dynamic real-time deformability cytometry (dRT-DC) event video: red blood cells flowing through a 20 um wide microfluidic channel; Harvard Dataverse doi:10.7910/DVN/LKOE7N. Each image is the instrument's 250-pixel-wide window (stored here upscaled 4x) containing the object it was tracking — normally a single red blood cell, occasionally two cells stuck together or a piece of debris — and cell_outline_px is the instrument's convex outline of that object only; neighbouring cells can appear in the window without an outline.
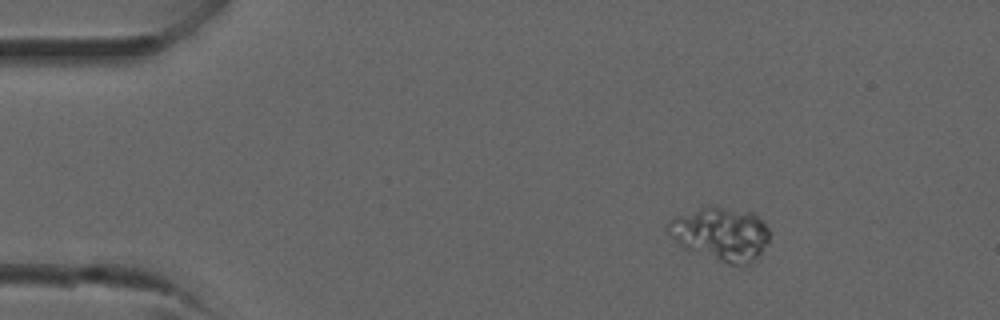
{"species": "common noctule bat (a hibernating species)", "species_latin": "Nyctalus noctula", "temperature_condition": "room temperature", "stored_images_in_passage": 36, "camera_frame_rate_fps": 3000, "um_per_image_px": 0.085, "animal": {"sex": "male", "forearm_length_mm": 52.5}, "frame": {"image": 1, "passage_image": 3, "time_ms": 0.667, "image_size_px": [1000, 320], "cell_outline_px": [[768, 240], [756, 260], [744, 264], [728, 264], [684, 248], [668, 232], [668, 220], [676, 216], [712, 204], [716, 204], [752, 212], [764, 220], [768, 228]], "centroid_in_image_um": [61.29, 19.84], "position_along_channel_um": 23.7, "area_um2": 31.62}}
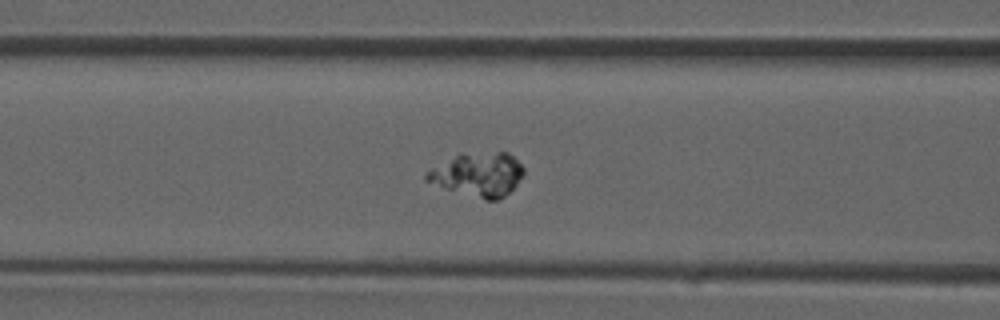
{"frame": {"image": 2, "passage_image": 13, "time_ms": 4.0, "image_size_px": [1000, 320], "cell_outline_px": [[524, 176], [504, 196], [496, 200], [484, 200], [424, 180], [424, 176], [432, 168], [460, 152], [508, 152], [524, 168]], "centroid_in_image_um": [40.66, 14.8], "position_along_channel_um": 125.9, "area_um2": 24.51}}
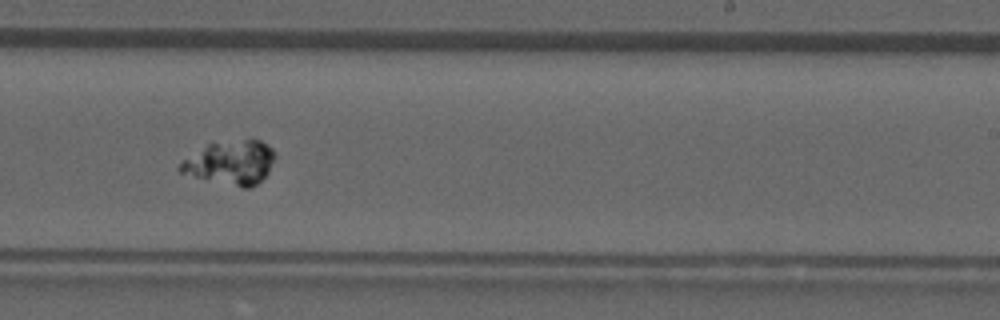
{"frame": {"image": 3, "passage_image": 21, "time_ms": 6.667, "image_size_px": [1000, 320], "cell_outline_px": [[276, 156], [268, 172], [252, 188], [240, 188], [180, 172], [176, 168], [184, 160], [208, 144], [252, 136], [260, 140], [272, 148], [276, 152]], "centroid_in_image_um": [19.67, 13.78], "position_along_channel_um": 269.3, "area_um2": 24.39}}